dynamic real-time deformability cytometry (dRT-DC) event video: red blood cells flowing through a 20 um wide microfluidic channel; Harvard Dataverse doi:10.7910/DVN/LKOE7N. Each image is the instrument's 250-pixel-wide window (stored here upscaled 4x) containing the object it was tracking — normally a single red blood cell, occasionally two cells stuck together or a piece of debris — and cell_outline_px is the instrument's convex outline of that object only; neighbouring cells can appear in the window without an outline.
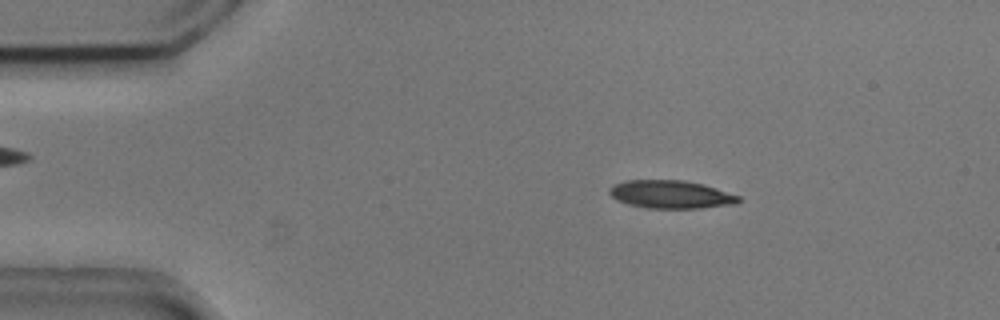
{"species": "common noctule bat (a hibernating species)", "species_latin": "Nyctalus noctula", "temperature_condition": "cold", "stored_images_in_passage": 7, "camera_frame_rate_fps": 3000, "um_per_image_px": 0.085, "animal": {"sex": "male", "body_mass_g": 20.5, "forearm_length_mm": 52.5}, "frame": {"image": 1, "passage_image": 2, "time_ms": 0.333, "image_size_px": [1000, 320], "cell_outline_px": [[740, 200], [736, 204], [700, 208], [648, 208], [628, 204], [616, 200], [608, 192], [608, 188], [612, 184], [628, 180], [684, 180], [704, 184], [740, 196]], "centroid_in_image_um": [57.0, 16.52], "position_along_channel_um": 28.0, "area_um2": 21.21}}
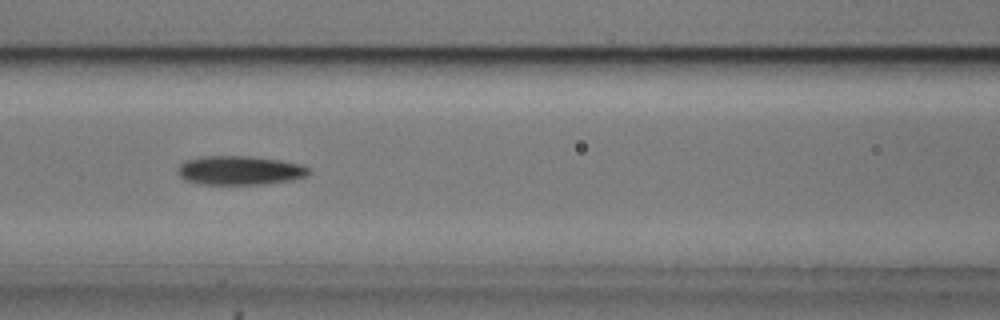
{"frame": {"image": 2, "passage_image": 6, "time_ms": 1.667, "image_size_px": [1000, 320], "cell_outline_px": [[312, 172], [308, 176], [292, 180], [264, 184], [200, 184], [184, 180], [176, 172], [180, 164], [184, 160], [200, 156], [248, 156], [280, 160], [300, 164], [308, 168]], "centroid_in_image_um": [20.36, 14.48], "position_along_channel_um": 146.2, "area_um2": 22.37}}
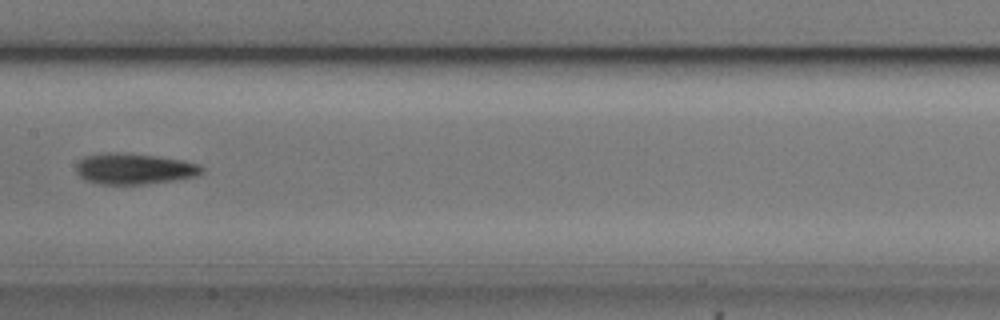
{"frame": {"image": 3, "passage_image": 7, "time_ms": 2.0, "image_size_px": [1000, 320], "cell_outline_px": [[204, 172], [196, 176], [176, 180], [144, 184], [100, 184], [84, 180], [76, 172], [76, 164], [84, 156], [108, 152], [128, 152], [160, 156], [184, 160], [200, 164], [204, 168]], "centroid_in_image_um": [11.43, 14.33], "position_along_channel_um": 196.0, "area_um2": 23.12}}